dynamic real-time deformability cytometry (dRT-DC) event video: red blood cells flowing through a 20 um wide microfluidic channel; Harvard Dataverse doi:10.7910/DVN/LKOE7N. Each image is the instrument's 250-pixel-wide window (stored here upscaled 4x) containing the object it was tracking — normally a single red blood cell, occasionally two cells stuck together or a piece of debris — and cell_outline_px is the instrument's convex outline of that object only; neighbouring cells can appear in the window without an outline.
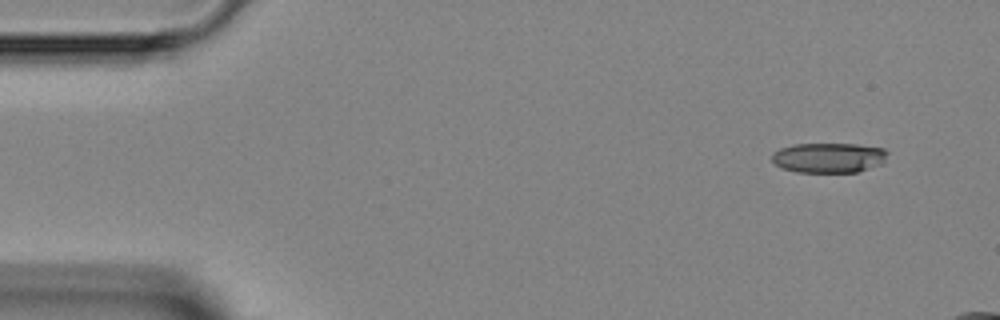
{"species": "Egyptian fruit bat (a non-hibernating species)", "species_latin": "Rousettus aegyptiacus", "temperature_condition": "room temperature", "stored_images_in_passage": 4, "camera_frame_rate_fps": 3000, "um_per_image_px": 0.085, "animal": {"sex": "female"}, "frame": {"image": 1, "passage_image": 1, "time_ms": 0.0, "image_size_px": [1000, 320], "cell_outline_px": [[888, 152], [884, 164], [856, 172], [796, 172], [784, 168], [776, 164], [772, 160], [772, 152], [780, 148], [796, 144], [856, 144], [884, 148]], "centroid_in_image_um": [70.48, 13.4], "position_along_channel_um": 14.5, "area_um2": 20.29}}